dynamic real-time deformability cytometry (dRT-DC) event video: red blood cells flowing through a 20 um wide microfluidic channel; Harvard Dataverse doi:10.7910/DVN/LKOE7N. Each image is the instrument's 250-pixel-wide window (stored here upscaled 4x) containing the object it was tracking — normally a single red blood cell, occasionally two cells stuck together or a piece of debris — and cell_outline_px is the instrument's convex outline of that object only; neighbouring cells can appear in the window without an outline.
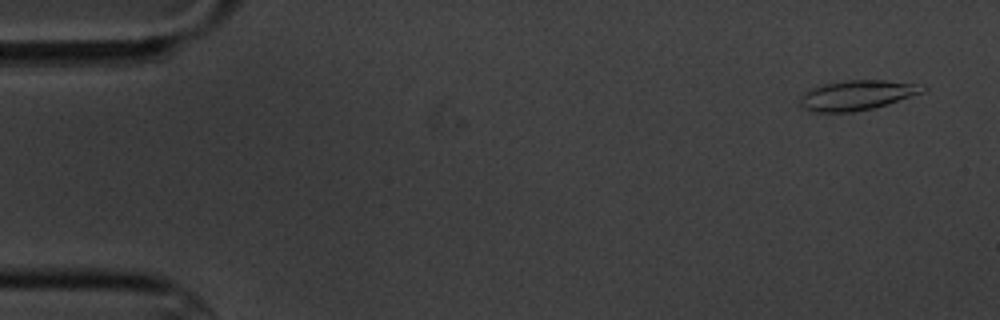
{"species": "common noctule bat (a hibernating species)", "species_latin": "Nyctalus noctula", "temperature_condition": "cold", "stored_images_in_passage": 4, "camera_frame_rate_fps": 3000, "um_per_image_px": 0.085, "animal": {"sex": "male", "body_mass_g": 20.1, "forearm_length_mm": 53.5}, "frame": {"image": 1, "passage_image": 1, "time_ms": 0.0, "image_size_px": [1000, 320], "cell_outline_px": [[928, 88], [924, 92], [888, 104], [872, 108], [852, 112], [812, 112], [804, 108], [800, 104], [800, 96], [804, 92], [812, 88], [824, 84], [848, 80], [884, 80], [912, 84]], "centroid_in_image_um": [72.8, 8.1], "position_along_channel_um": 12.2, "area_um2": 21.1}}